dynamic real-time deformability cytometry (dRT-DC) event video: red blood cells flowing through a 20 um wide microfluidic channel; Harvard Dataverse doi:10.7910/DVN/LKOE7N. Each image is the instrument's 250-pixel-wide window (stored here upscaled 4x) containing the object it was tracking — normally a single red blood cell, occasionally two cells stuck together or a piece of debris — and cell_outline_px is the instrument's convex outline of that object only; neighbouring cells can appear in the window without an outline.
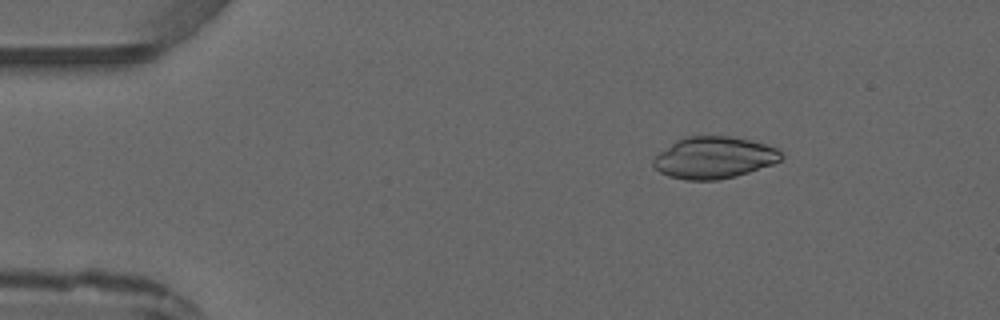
{"species": "common noctule bat (a hibernating species)", "species_latin": "Nyctalus noctula", "temperature_condition": "warm", "stored_images_in_passage": 5, "camera_frame_rate_fps": 3000, "um_per_image_px": 0.085, "animal": {"sex": "male", "forearm_length_mm": 52.5}, "frame": {"image": 1, "passage_image": 2, "time_ms": 1.0, "image_size_px": [1000, 320], "cell_outline_px": [[784, 156], [780, 160], [772, 164], [736, 176], [716, 180], [684, 180], [668, 176], [660, 172], [652, 164], [652, 160], [660, 152], [676, 140], [684, 136], [728, 136], [752, 140], [776, 148]], "centroid_in_image_um": [60.67, 13.4], "position_along_channel_um": 24.3, "area_um2": 31.04}}